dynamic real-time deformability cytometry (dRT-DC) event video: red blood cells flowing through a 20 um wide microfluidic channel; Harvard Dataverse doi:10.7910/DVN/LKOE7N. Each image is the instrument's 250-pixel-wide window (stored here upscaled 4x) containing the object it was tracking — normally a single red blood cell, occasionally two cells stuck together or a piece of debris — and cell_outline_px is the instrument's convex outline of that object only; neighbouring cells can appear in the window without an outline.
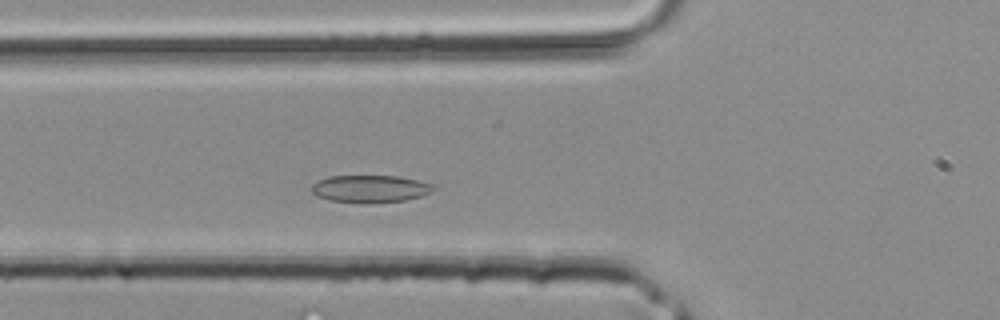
{"species": "common noctule bat (a hibernating species)", "species_latin": "Nyctalus noctula", "temperature_condition": "room temperature", "stored_images_in_passage": 35, "camera_frame_rate_fps": 3000, "um_per_image_px": 0.085, "animal": {"sex": "male", "body_mass_g": 20.4}, "frame": {"image": 1, "passage_image": 8, "time_ms": 2.333, "image_size_px": [1000, 320], "cell_outline_px": [[436, 188], [432, 192], [420, 196], [404, 200], [372, 204], [360, 204], [328, 200], [316, 196], [308, 188], [316, 180], [328, 176], [396, 176], [416, 180], [432, 184]], "centroid_in_image_um": [31.38, 16.06], "position_along_channel_um": 94.4, "area_um2": 19.88}}
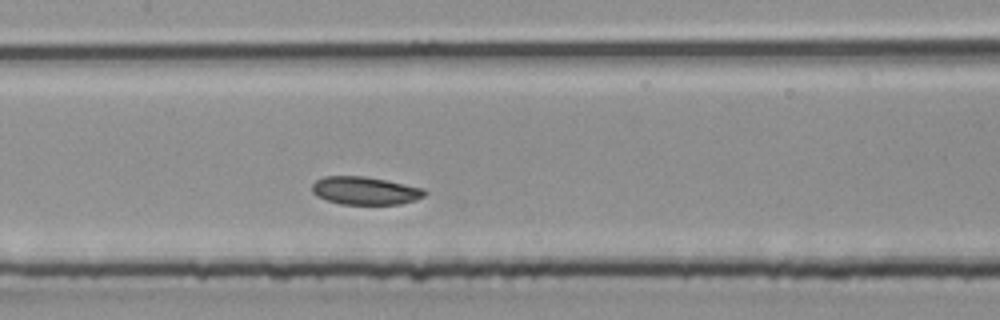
{"frame": {"image": 2, "passage_image": 13, "time_ms": 4.0, "image_size_px": [1000, 320], "cell_outline_px": [[428, 192], [424, 196], [416, 200], [400, 204], [340, 204], [316, 196], [312, 192], [312, 184], [316, 180], [324, 176], [364, 176], [388, 180], [424, 188]], "centroid_in_image_um": [31.05, 16.2], "position_along_channel_um": 176.3, "area_um2": 18.5}}
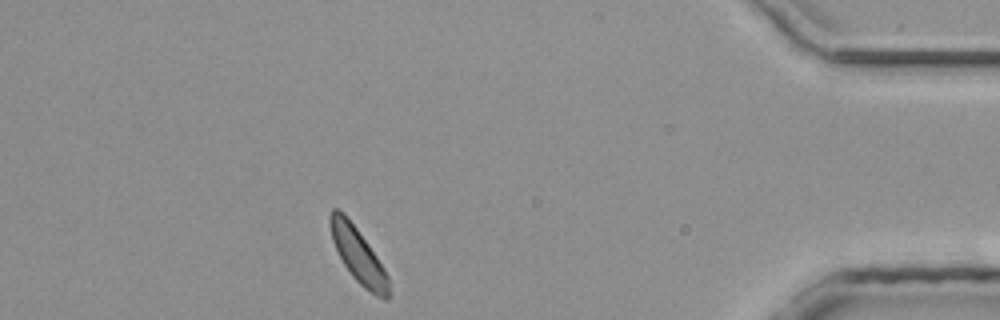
{"frame": {"image": 3, "passage_image": 30, "time_ms": 9.667, "image_size_px": [1000, 320], "cell_outline_px": [[392, 296], [388, 300], [384, 300], [376, 296], [364, 288], [352, 276], [344, 264], [332, 240], [328, 224], [328, 216], [332, 208], [336, 208], [344, 212], [368, 244], [384, 268], [388, 276]], "centroid_in_image_um": [30.46, 21.72], "position_along_channel_um": 404.7, "area_um2": 18.9}}